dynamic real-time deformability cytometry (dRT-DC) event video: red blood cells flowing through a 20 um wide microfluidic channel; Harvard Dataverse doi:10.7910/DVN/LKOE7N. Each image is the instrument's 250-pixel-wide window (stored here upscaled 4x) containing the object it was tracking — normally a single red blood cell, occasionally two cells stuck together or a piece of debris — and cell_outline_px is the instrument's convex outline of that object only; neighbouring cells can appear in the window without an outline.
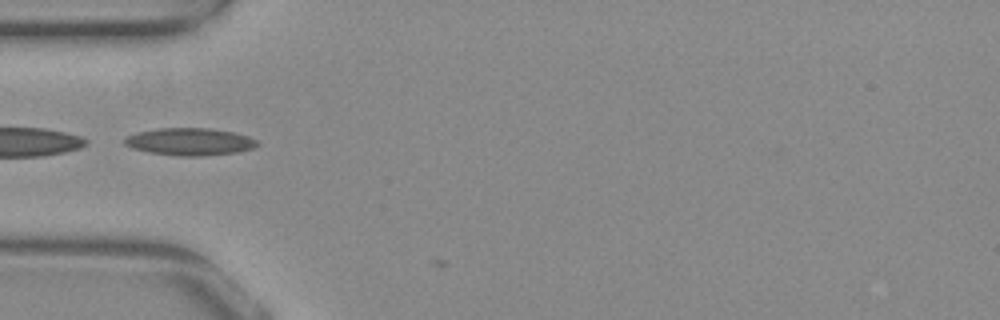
{"species": "common noctule bat (a hibernating species)", "species_latin": "Nyctalus noctula", "temperature_condition": "warm", "stored_images_in_passage": 31, "camera_frame_rate_fps": 3000, "um_per_image_px": 0.085, "animal": {"sex": "female", "body_mass_g": 29.2, "forearm_length_mm": 56.3}, "frame": {"image": 1, "passage_image": 2, "time_ms": 0.333, "image_size_px": [1000, 320], "cell_outline_px": [[260, 144], [252, 148], [240, 152], [200, 156], [180, 156], [148, 152], [132, 148], [124, 144], [124, 140], [128, 136], [136, 132], [156, 128], [208, 128], [232, 132], [248, 136], [256, 140]], "centroid_in_image_um": [16.12, 12.04], "position_along_channel_um": 68.9, "area_um2": 21.15}}
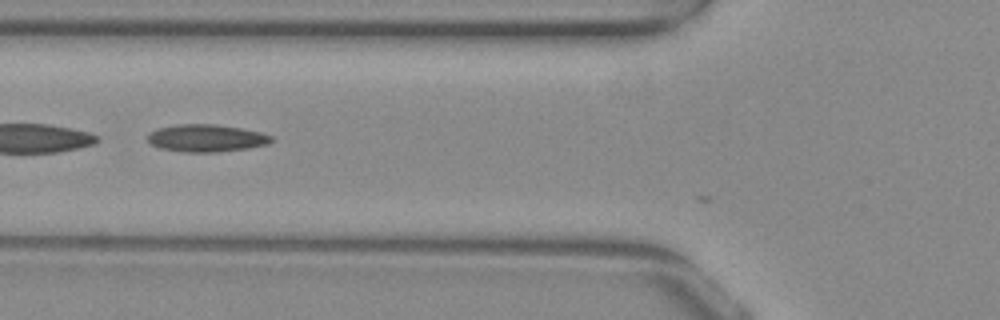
{"frame": {"image": 2, "passage_image": 5, "time_ms": 1.333, "image_size_px": [1000, 320], "cell_outline_px": [[272, 140], [268, 144], [248, 148], [216, 152], [184, 152], [160, 148], [152, 144], [148, 140], [148, 136], [152, 132], [160, 128], [180, 124], [212, 124], [240, 128], [260, 132], [272, 136]], "centroid_in_image_um": [17.56, 11.75], "position_along_channel_um": 108.2, "area_um2": 19.42}, "authors_computed_cell_mechanics": {"area_um2": 18.785, "velocity_mm_per_s": 3.8981, "shape_relaxation_time_tau1_ms": null, "shape_relaxation_time_tau2_ms": 2.7678, "deformation_change_tau1": null, "deformation_change_tau2": 0.1136}}